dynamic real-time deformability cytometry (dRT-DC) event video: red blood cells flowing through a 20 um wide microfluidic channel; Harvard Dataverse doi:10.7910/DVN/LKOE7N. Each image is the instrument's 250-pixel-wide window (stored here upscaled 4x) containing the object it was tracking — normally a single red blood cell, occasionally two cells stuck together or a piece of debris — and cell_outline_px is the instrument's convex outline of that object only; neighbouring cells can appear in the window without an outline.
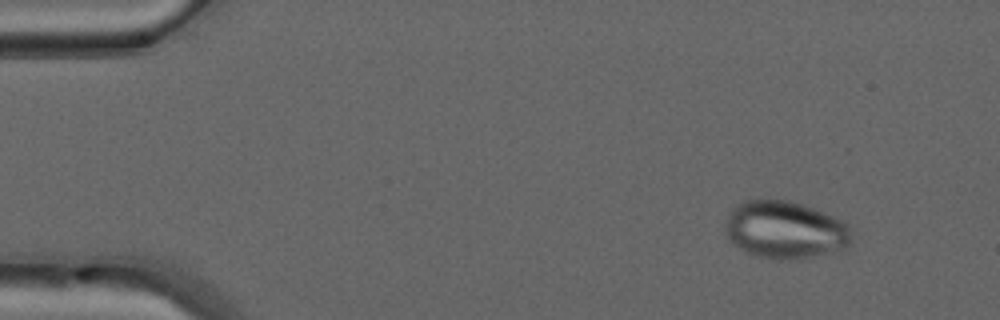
{"species": "common noctule bat (a hibernating species)", "species_latin": "Nyctalus noctula", "temperature_condition": "warm", "stored_images_in_passage": 49, "camera_frame_rate_fps": 3000, "um_per_image_px": 0.085, "animal": {"sex": "male", "forearm_length_mm": 52.5}, "frame": {"image": 1, "passage_image": 5, "time_ms": 1.333, "image_size_px": [1000, 320], "cell_outline_px": [[848, 244], [844, 248], [800, 260], [772, 260], [756, 256], [740, 248], [728, 240], [724, 228], [728, 216], [744, 200], [788, 200], [812, 208], [832, 216], [848, 224]], "centroid_in_image_um": [66.68, 19.57], "position_along_channel_um": 18.3, "area_um2": 41.85}}
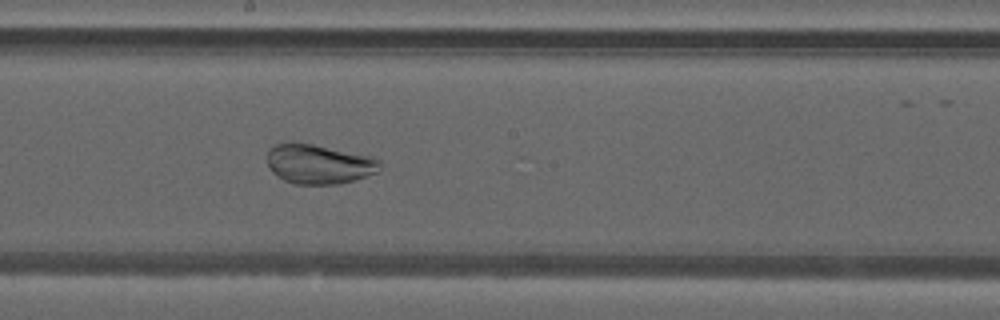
{"frame": {"image": 2, "passage_image": 27, "time_ms": 8.667, "image_size_px": [1000, 320], "cell_outline_px": [[380, 164], [376, 172], [356, 180], [340, 184], [296, 184], [284, 180], [276, 176], [268, 168], [268, 148], [284, 140], [292, 140], [372, 156], [380, 160]], "centroid_in_image_um": [27.05, 13.92], "position_along_channel_um": 221.2, "area_um2": 26.41}}